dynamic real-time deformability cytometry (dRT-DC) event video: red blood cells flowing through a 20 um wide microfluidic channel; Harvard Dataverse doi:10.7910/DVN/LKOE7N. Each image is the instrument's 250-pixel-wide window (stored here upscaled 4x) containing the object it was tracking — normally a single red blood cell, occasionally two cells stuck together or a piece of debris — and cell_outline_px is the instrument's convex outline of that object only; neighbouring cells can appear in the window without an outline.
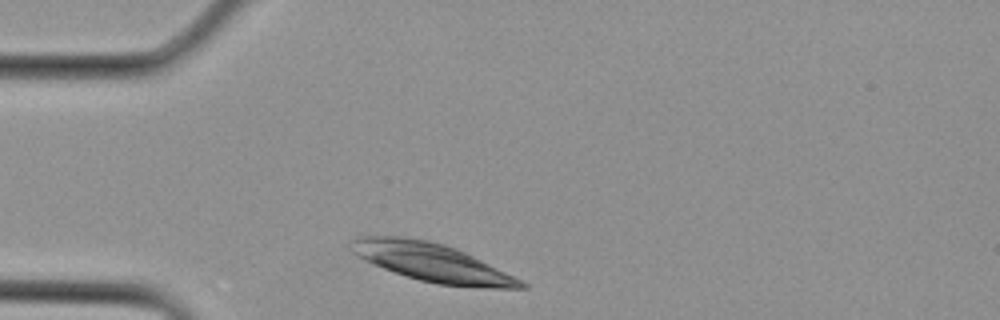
{"species": "Egyptian fruit bat (a non-hibernating species)", "species_latin": "Rousettus aegyptiacus", "temperature_condition": "cold", "stored_images_in_passage": 2, "camera_frame_rate_fps": 3000, "um_per_image_px": 0.085, "animal": {"sex": "female"}, "frame": {"image": 1, "passage_image": 2, "time_ms": 0.333, "image_size_px": [1000, 320], "cell_outline_px": [[528, 288], [480, 288], [440, 284], [420, 280], [372, 264], [356, 256], [348, 248], [348, 240], [352, 236], [404, 236], [428, 240], [444, 244], [456, 248], [524, 280], [528, 284]], "centroid_in_image_um": [36.68, 22.29], "position_along_channel_um": 48.3, "area_um2": 38.26}}